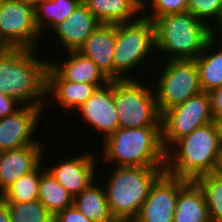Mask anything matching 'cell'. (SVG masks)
<instances>
[{
	"instance_id": "obj_39",
	"label": "cell",
	"mask_w": 222,
	"mask_h": 222,
	"mask_svg": "<svg viewBox=\"0 0 222 222\" xmlns=\"http://www.w3.org/2000/svg\"><path fill=\"white\" fill-rule=\"evenodd\" d=\"M23 1L36 8L40 3L44 2L45 0H23Z\"/></svg>"
},
{
	"instance_id": "obj_40",
	"label": "cell",
	"mask_w": 222,
	"mask_h": 222,
	"mask_svg": "<svg viewBox=\"0 0 222 222\" xmlns=\"http://www.w3.org/2000/svg\"><path fill=\"white\" fill-rule=\"evenodd\" d=\"M141 5L145 2V0H137Z\"/></svg>"
},
{
	"instance_id": "obj_22",
	"label": "cell",
	"mask_w": 222,
	"mask_h": 222,
	"mask_svg": "<svg viewBox=\"0 0 222 222\" xmlns=\"http://www.w3.org/2000/svg\"><path fill=\"white\" fill-rule=\"evenodd\" d=\"M195 61L202 91L209 93L222 86V41L211 39Z\"/></svg>"
},
{
	"instance_id": "obj_21",
	"label": "cell",
	"mask_w": 222,
	"mask_h": 222,
	"mask_svg": "<svg viewBox=\"0 0 222 222\" xmlns=\"http://www.w3.org/2000/svg\"><path fill=\"white\" fill-rule=\"evenodd\" d=\"M174 222H211L204 193L195 181L179 190Z\"/></svg>"
},
{
	"instance_id": "obj_7",
	"label": "cell",
	"mask_w": 222,
	"mask_h": 222,
	"mask_svg": "<svg viewBox=\"0 0 222 222\" xmlns=\"http://www.w3.org/2000/svg\"><path fill=\"white\" fill-rule=\"evenodd\" d=\"M153 86L154 82L150 85L148 82L146 86L139 77L113 80V102L119 128L161 126V114Z\"/></svg>"
},
{
	"instance_id": "obj_5",
	"label": "cell",
	"mask_w": 222,
	"mask_h": 222,
	"mask_svg": "<svg viewBox=\"0 0 222 222\" xmlns=\"http://www.w3.org/2000/svg\"><path fill=\"white\" fill-rule=\"evenodd\" d=\"M103 186L114 217L136 218L165 167L115 166Z\"/></svg>"
},
{
	"instance_id": "obj_12",
	"label": "cell",
	"mask_w": 222,
	"mask_h": 222,
	"mask_svg": "<svg viewBox=\"0 0 222 222\" xmlns=\"http://www.w3.org/2000/svg\"><path fill=\"white\" fill-rule=\"evenodd\" d=\"M43 109L21 106L13 114L0 119V152L32 144H43L40 139H33L40 117L44 115Z\"/></svg>"
},
{
	"instance_id": "obj_17",
	"label": "cell",
	"mask_w": 222,
	"mask_h": 222,
	"mask_svg": "<svg viewBox=\"0 0 222 222\" xmlns=\"http://www.w3.org/2000/svg\"><path fill=\"white\" fill-rule=\"evenodd\" d=\"M99 24L100 22L81 2L67 19L52 29V34L56 33L55 36L60 40L57 42H61L65 52L78 51Z\"/></svg>"
},
{
	"instance_id": "obj_14",
	"label": "cell",
	"mask_w": 222,
	"mask_h": 222,
	"mask_svg": "<svg viewBox=\"0 0 222 222\" xmlns=\"http://www.w3.org/2000/svg\"><path fill=\"white\" fill-rule=\"evenodd\" d=\"M87 152L66 160L57 162V165L46 168L56 180L73 196L79 195L96 181L97 166L96 154ZM96 167V168H95ZM95 180V181H94Z\"/></svg>"
},
{
	"instance_id": "obj_26",
	"label": "cell",
	"mask_w": 222,
	"mask_h": 222,
	"mask_svg": "<svg viewBox=\"0 0 222 222\" xmlns=\"http://www.w3.org/2000/svg\"><path fill=\"white\" fill-rule=\"evenodd\" d=\"M41 164L31 173L20 177L0 197L6 203H27L38 200Z\"/></svg>"
},
{
	"instance_id": "obj_27",
	"label": "cell",
	"mask_w": 222,
	"mask_h": 222,
	"mask_svg": "<svg viewBox=\"0 0 222 222\" xmlns=\"http://www.w3.org/2000/svg\"><path fill=\"white\" fill-rule=\"evenodd\" d=\"M195 182L204 193L211 222H222V174L213 172Z\"/></svg>"
},
{
	"instance_id": "obj_28",
	"label": "cell",
	"mask_w": 222,
	"mask_h": 222,
	"mask_svg": "<svg viewBox=\"0 0 222 222\" xmlns=\"http://www.w3.org/2000/svg\"><path fill=\"white\" fill-rule=\"evenodd\" d=\"M11 222H54V216L39 201L7 203Z\"/></svg>"
},
{
	"instance_id": "obj_16",
	"label": "cell",
	"mask_w": 222,
	"mask_h": 222,
	"mask_svg": "<svg viewBox=\"0 0 222 222\" xmlns=\"http://www.w3.org/2000/svg\"><path fill=\"white\" fill-rule=\"evenodd\" d=\"M115 45L116 25L99 24L78 52L92 60L109 80H114Z\"/></svg>"
},
{
	"instance_id": "obj_24",
	"label": "cell",
	"mask_w": 222,
	"mask_h": 222,
	"mask_svg": "<svg viewBox=\"0 0 222 222\" xmlns=\"http://www.w3.org/2000/svg\"><path fill=\"white\" fill-rule=\"evenodd\" d=\"M41 163V178L38 200L53 215L73 206V196L56 180V178Z\"/></svg>"
},
{
	"instance_id": "obj_1",
	"label": "cell",
	"mask_w": 222,
	"mask_h": 222,
	"mask_svg": "<svg viewBox=\"0 0 222 222\" xmlns=\"http://www.w3.org/2000/svg\"><path fill=\"white\" fill-rule=\"evenodd\" d=\"M35 51L27 48H0V92L14 99L20 106L45 108L50 61L45 58L40 60Z\"/></svg>"
},
{
	"instance_id": "obj_9",
	"label": "cell",
	"mask_w": 222,
	"mask_h": 222,
	"mask_svg": "<svg viewBox=\"0 0 222 222\" xmlns=\"http://www.w3.org/2000/svg\"><path fill=\"white\" fill-rule=\"evenodd\" d=\"M211 99L201 91L161 114L162 142L167 151L177 140L203 125L212 123Z\"/></svg>"
},
{
	"instance_id": "obj_33",
	"label": "cell",
	"mask_w": 222,
	"mask_h": 222,
	"mask_svg": "<svg viewBox=\"0 0 222 222\" xmlns=\"http://www.w3.org/2000/svg\"><path fill=\"white\" fill-rule=\"evenodd\" d=\"M213 117L222 116V86L209 92Z\"/></svg>"
},
{
	"instance_id": "obj_2",
	"label": "cell",
	"mask_w": 222,
	"mask_h": 222,
	"mask_svg": "<svg viewBox=\"0 0 222 222\" xmlns=\"http://www.w3.org/2000/svg\"><path fill=\"white\" fill-rule=\"evenodd\" d=\"M221 147L214 122L198 127L166 151L165 172L188 181L211 174Z\"/></svg>"
},
{
	"instance_id": "obj_4",
	"label": "cell",
	"mask_w": 222,
	"mask_h": 222,
	"mask_svg": "<svg viewBox=\"0 0 222 222\" xmlns=\"http://www.w3.org/2000/svg\"><path fill=\"white\" fill-rule=\"evenodd\" d=\"M156 52L166 60H195L211 38V26L189 12L166 14L154 21Z\"/></svg>"
},
{
	"instance_id": "obj_36",
	"label": "cell",
	"mask_w": 222,
	"mask_h": 222,
	"mask_svg": "<svg viewBox=\"0 0 222 222\" xmlns=\"http://www.w3.org/2000/svg\"><path fill=\"white\" fill-rule=\"evenodd\" d=\"M214 124L216 126L217 132H218V136L220 139V143L222 145V116L220 117H214Z\"/></svg>"
},
{
	"instance_id": "obj_23",
	"label": "cell",
	"mask_w": 222,
	"mask_h": 222,
	"mask_svg": "<svg viewBox=\"0 0 222 222\" xmlns=\"http://www.w3.org/2000/svg\"><path fill=\"white\" fill-rule=\"evenodd\" d=\"M95 183L73 198V206L93 222L111 221L114 216L106 200L103 185Z\"/></svg>"
},
{
	"instance_id": "obj_25",
	"label": "cell",
	"mask_w": 222,
	"mask_h": 222,
	"mask_svg": "<svg viewBox=\"0 0 222 222\" xmlns=\"http://www.w3.org/2000/svg\"><path fill=\"white\" fill-rule=\"evenodd\" d=\"M81 2L82 0H45L40 3L35 8V21L41 36L67 19Z\"/></svg>"
},
{
	"instance_id": "obj_13",
	"label": "cell",
	"mask_w": 222,
	"mask_h": 222,
	"mask_svg": "<svg viewBox=\"0 0 222 222\" xmlns=\"http://www.w3.org/2000/svg\"><path fill=\"white\" fill-rule=\"evenodd\" d=\"M76 111L81 115V122H87L85 124L92 126L91 129L103 133V140L114 133L119 128V120L113 102V80L97 88Z\"/></svg>"
},
{
	"instance_id": "obj_30",
	"label": "cell",
	"mask_w": 222,
	"mask_h": 222,
	"mask_svg": "<svg viewBox=\"0 0 222 222\" xmlns=\"http://www.w3.org/2000/svg\"><path fill=\"white\" fill-rule=\"evenodd\" d=\"M221 8L222 0H189L187 12L211 26L210 23L218 19Z\"/></svg>"
},
{
	"instance_id": "obj_15",
	"label": "cell",
	"mask_w": 222,
	"mask_h": 222,
	"mask_svg": "<svg viewBox=\"0 0 222 222\" xmlns=\"http://www.w3.org/2000/svg\"><path fill=\"white\" fill-rule=\"evenodd\" d=\"M43 149L45 150L42 144H32L0 152V195L43 162Z\"/></svg>"
},
{
	"instance_id": "obj_38",
	"label": "cell",
	"mask_w": 222,
	"mask_h": 222,
	"mask_svg": "<svg viewBox=\"0 0 222 222\" xmlns=\"http://www.w3.org/2000/svg\"><path fill=\"white\" fill-rule=\"evenodd\" d=\"M108 222H137V221L134 218L114 217L111 221Z\"/></svg>"
},
{
	"instance_id": "obj_32",
	"label": "cell",
	"mask_w": 222,
	"mask_h": 222,
	"mask_svg": "<svg viewBox=\"0 0 222 222\" xmlns=\"http://www.w3.org/2000/svg\"><path fill=\"white\" fill-rule=\"evenodd\" d=\"M14 99L8 97L5 93L0 92V119L7 115L13 114L21 106Z\"/></svg>"
},
{
	"instance_id": "obj_8",
	"label": "cell",
	"mask_w": 222,
	"mask_h": 222,
	"mask_svg": "<svg viewBox=\"0 0 222 222\" xmlns=\"http://www.w3.org/2000/svg\"><path fill=\"white\" fill-rule=\"evenodd\" d=\"M164 63L154 86L160 114L202 91L195 60H166Z\"/></svg>"
},
{
	"instance_id": "obj_11",
	"label": "cell",
	"mask_w": 222,
	"mask_h": 222,
	"mask_svg": "<svg viewBox=\"0 0 222 222\" xmlns=\"http://www.w3.org/2000/svg\"><path fill=\"white\" fill-rule=\"evenodd\" d=\"M188 182L164 172L151 186L137 222H174L179 190Z\"/></svg>"
},
{
	"instance_id": "obj_29",
	"label": "cell",
	"mask_w": 222,
	"mask_h": 222,
	"mask_svg": "<svg viewBox=\"0 0 222 222\" xmlns=\"http://www.w3.org/2000/svg\"><path fill=\"white\" fill-rule=\"evenodd\" d=\"M149 1L145 0V2L143 3L142 14L146 18H149L152 21H154L157 17L162 15L187 12L188 2H189V0H149ZM146 9L147 12H145Z\"/></svg>"
},
{
	"instance_id": "obj_31",
	"label": "cell",
	"mask_w": 222,
	"mask_h": 222,
	"mask_svg": "<svg viewBox=\"0 0 222 222\" xmlns=\"http://www.w3.org/2000/svg\"><path fill=\"white\" fill-rule=\"evenodd\" d=\"M54 222H93L86 218L74 206L66 208L54 216Z\"/></svg>"
},
{
	"instance_id": "obj_18",
	"label": "cell",
	"mask_w": 222,
	"mask_h": 222,
	"mask_svg": "<svg viewBox=\"0 0 222 222\" xmlns=\"http://www.w3.org/2000/svg\"><path fill=\"white\" fill-rule=\"evenodd\" d=\"M97 88L95 84L65 81L50 65L48 67L46 99L51 103L56 101L55 103L61 106L60 109L63 107L65 111L68 109L73 113L86 102Z\"/></svg>"
},
{
	"instance_id": "obj_19",
	"label": "cell",
	"mask_w": 222,
	"mask_h": 222,
	"mask_svg": "<svg viewBox=\"0 0 222 222\" xmlns=\"http://www.w3.org/2000/svg\"><path fill=\"white\" fill-rule=\"evenodd\" d=\"M66 60L49 65L65 80L76 83L95 84L98 88L106 85L110 80L96 66V64L78 51L66 52Z\"/></svg>"
},
{
	"instance_id": "obj_3",
	"label": "cell",
	"mask_w": 222,
	"mask_h": 222,
	"mask_svg": "<svg viewBox=\"0 0 222 222\" xmlns=\"http://www.w3.org/2000/svg\"><path fill=\"white\" fill-rule=\"evenodd\" d=\"M102 159L113 166L165 167L161 126L118 128L102 140ZM110 163V164H109Z\"/></svg>"
},
{
	"instance_id": "obj_35",
	"label": "cell",
	"mask_w": 222,
	"mask_h": 222,
	"mask_svg": "<svg viewBox=\"0 0 222 222\" xmlns=\"http://www.w3.org/2000/svg\"><path fill=\"white\" fill-rule=\"evenodd\" d=\"M0 222H11L7 203L0 197Z\"/></svg>"
},
{
	"instance_id": "obj_6",
	"label": "cell",
	"mask_w": 222,
	"mask_h": 222,
	"mask_svg": "<svg viewBox=\"0 0 222 222\" xmlns=\"http://www.w3.org/2000/svg\"><path fill=\"white\" fill-rule=\"evenodd\" d=\"M155 50V28L152 20L141 14L134 21L116 24L114 80L134 79L130 75L134 72L131 71L143 66V61L146 62L148 57H154L150 54H154Z\"/></svg>"
},
{
	"instance_id": "obj_37",
	"label": "cell",
	"mask_w": 222,
	"mask_h": 222,
	"mask_svg": "<svg viewBox=\"0 0 222 222\" xmlns=\"http://www.w3.org/2000/svg\"><path fill=\"white\" fill-rule=\"evenodd\" d=\"M214 172L222 174V147H221V152L218 155L217 166Z\"/></svg>"
},
{
	"instance_id": "obj_10",
	"label": "cell",
	"mask_w": 222,
	"mask_h": 222,
	"mask_svg": "<svg viewBox=\"0 0 222 222\" xmlns=\"http://www.w3.org/2000/svg\"><path fill=\"white\" fill-rule=\"evenodd\" d=\"M43 39L36 28L35 8L23 0H3L0 6V48L38 49Z\"/></svg>"
},
{
	"instance_id": "obj_20",
	"label": "cell",
	"mask_w": 222,
	"mask_h": 222,
	"mask_svg": "<svg viewBox=\"0 0 222 222\" xmlns=\"http://www.w3.org/2000/svg\"><path fill=\"white\" fill-rule=\"evenodd\" d=\"M82 2L100 24L116 25L131 22L142 14V5L137 0H82Z\"/></svg>"
},
{
	"instance_id": "obj_34",
	"label": "cell",
	"mask_w": 222,
	"mask_h": 222,
	"mask_svg": "<svg viewBox=\"0 0 222 222\" xmlns=\"http://www.w3.org/2000/svg\"><path fill=\"white\" fill-rule=\"evenodd\" d=\"M218 23V24H217ZM215 24V26H214ZM214 24L211 23V38L214 39V40H221L222 41V8H221V12H220V15L218 17V19L216 20V22H214ZM216 29H215V28ZM218 28V29H217ZM218 32H217V31ZM221 31V32H220ZM217 32V33H216ZM220 33V34H219ZM218 34V35H217ZM220 35V36H219ZM219 37V38H218Z\"/></svg>"
}]
</instances>
